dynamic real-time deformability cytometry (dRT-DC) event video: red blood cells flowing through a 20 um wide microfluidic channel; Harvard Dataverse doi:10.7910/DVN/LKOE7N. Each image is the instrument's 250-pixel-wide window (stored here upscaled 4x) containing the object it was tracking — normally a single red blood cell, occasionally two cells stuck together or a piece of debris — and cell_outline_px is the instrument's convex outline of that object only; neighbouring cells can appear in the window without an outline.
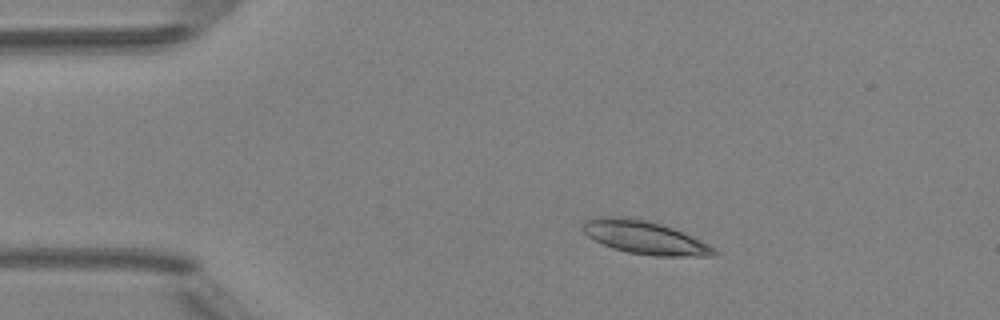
{"species": "Egyptian fruit bat (a non-hibernating species)", "species_latin": "Rousettus aegyptiacus", "temperature_condition": "room temperature", "stored_images_in_passage": 4, "camera_frame_rate_fps": 3000, "um_per_image_px": 0.085, "animal": {"sex": "female"}, "frame": {"image": 1, "passage_image": 2, "time_ms": 1.333, "image_size_px": [1000, 320], "cell_outline_px": [[716, 256], [656, 256], [628, 252], [612, 248], [588, 236], [580, 228], [584, 220], [600, 216], [608, 216], [644, 220], [660, 224], [672, 228], [700, 240], [708, 244], [716, 252]], "centroid_in_image_um": [54.76, 20.19], "position_along_channel_um": 30.2, "area_um2": 24.85}}